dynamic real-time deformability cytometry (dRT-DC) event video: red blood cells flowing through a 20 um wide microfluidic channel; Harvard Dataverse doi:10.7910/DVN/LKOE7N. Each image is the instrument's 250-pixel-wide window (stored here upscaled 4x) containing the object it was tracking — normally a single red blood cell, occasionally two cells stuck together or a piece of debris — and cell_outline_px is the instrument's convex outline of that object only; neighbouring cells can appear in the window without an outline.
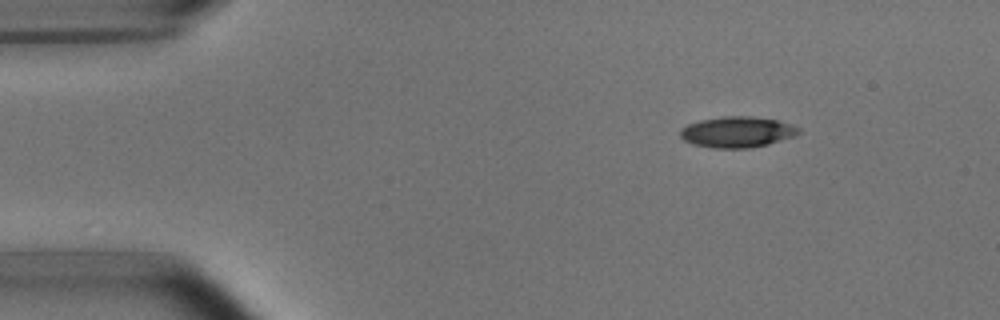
{"species": "common noctule bat (a hibernating species)", "species_latin": "Nyctalus noctula", "temperature_condition": "room temperature", "stored_images_in_passage": 3, "camera_frame_rate_fps": 3000, "um_per_image_px": 0.085, "animal": {"sex": "male", "body_mass_g": 15.6}, "frame": {"image": 1, "passage_image": 1, "time_ms": 0.0, "image_size_px": [1000, 320], "cell_outline_px": [[800, 132], [796, 136], [768, 144], [748, 148], [716, 148], [696, 144], [684, 140], [680, 136], [680, 128], [688, 124], [700, 120], [724, 116], [752, 116], [776, 120], [792, 124], [800, 128]], "centroid_in_image_um": [62.69, 11.21], "position_along_channel_um": 22.3, "area_um2": 21.27}}